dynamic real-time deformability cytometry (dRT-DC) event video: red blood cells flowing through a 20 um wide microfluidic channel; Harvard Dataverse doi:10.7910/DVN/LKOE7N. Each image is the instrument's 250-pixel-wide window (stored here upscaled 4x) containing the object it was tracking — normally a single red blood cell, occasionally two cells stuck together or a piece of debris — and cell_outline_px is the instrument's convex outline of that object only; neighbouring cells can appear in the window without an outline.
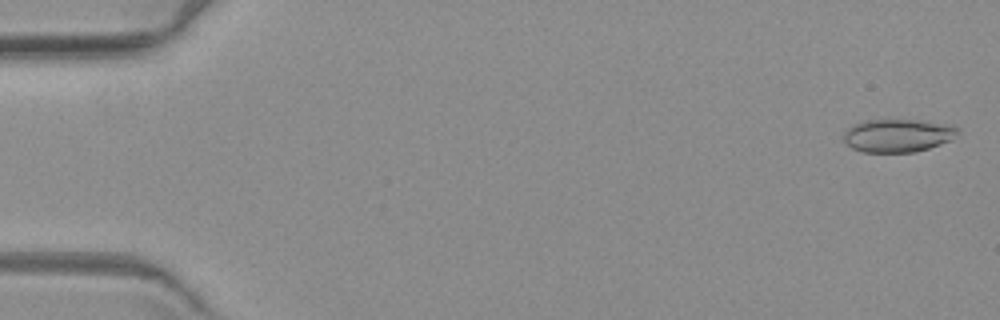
{"species": "common noctule bat (a hibernating species)", "species_latin": "Nyctalus noctula", "temperature_condition": "warm", "stored_images_in_passage": 6, "camera_frame_rate_fps": 3000, "um_per_image_px": 0.085, "animal": {"sex": "female", "body_mass_g": 19.3, "forearm_length_mm": 54.1}, "frame": {"image": 1, "passage_image": 1, "time_ms": 0.0, "image_size_px": [1000, 320], "cell_outline_px": [[956, 132], [952, 140], [916, 152], [864, 152], [852, 148], [844, 140], [844, 132], [852, 124], [868, 120], [916, 120], [956, 128]], "centroid_in_image_um": [76.22, 11.54], "position_along_channel_um": 8.8, "area_um2": 21.39}}
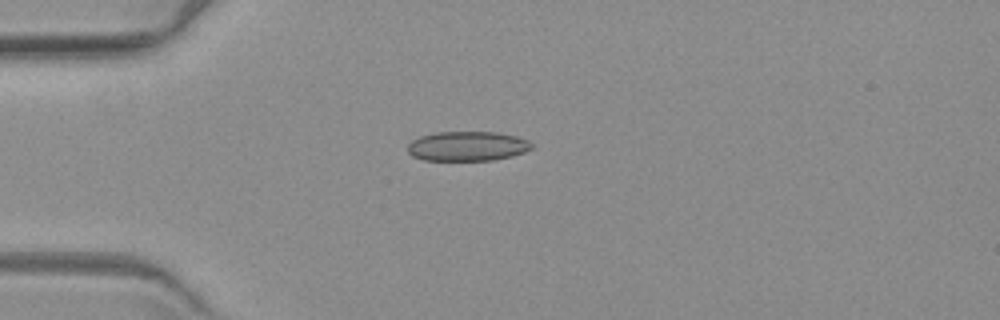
{"frame": {"image": 2, "passage_image": 5, "time_ms": 4.667, "image_size_px": [1000, 320], "cell_outline_px": [[532, 148], [524, 152], [512, 156], [492, 160], [424, 160], [412, 156], [408, 152], [408, 144], [412, 140], [420, 136], [436, 132], [496, 132], [516, 136], [528, 140], [532, 144]], "centroid_in_image_um": [39.72, 12.42], "position_along_channel_um": 45.3, "area_um2": 21.39}}